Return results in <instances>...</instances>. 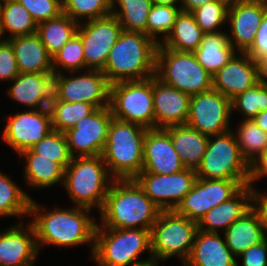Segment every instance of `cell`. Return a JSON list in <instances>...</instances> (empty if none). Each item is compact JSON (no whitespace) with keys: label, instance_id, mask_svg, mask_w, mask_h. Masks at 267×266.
<instances>
[{"label":"cell","instance_id":"cell-1","mask_svg":"<svg viewBox=\"0 0 267 266\" xmlns=\"http://www.w3.org/2000/svg\"><path fill=\"white\" fill-rule=\"evenodd\" d=\"M43 210L45 207L39 206L31 199L29 214H35V218L30 222L35 230L38 251L46 244L70 247L92 243L90 245L93 255L97 223L95 217L87 215L92 209L74 206L70 210Z\"/></svg>","mask_w":267,"mask_h":266},{"label":"cell","instance_id":"cell-2","mask_svg":"<svg viewBox=\"0 0 267 266\" xmlns=\"http://www.w3.org/2000/svg\"><path fill=\"white\" fill-rule=\"evenodd\" d=\"M160 212L134 179L114 180L100 211L102 224L97 227L151 230Z\"/></svg>","mask_w":267,"mask_h":266},{"label":"cell","instance_id":"cell-3","mask_svg":"<svg viewBox=\"0 0 267 266\" xmlns=\"http://www.w3.org/2000/svg\"><path fill=\"white\" fill-rule=\"evenodd\" d=\"M157 47L146 34L123 30L101 71L111 84L151 78L156 74Z\"/></svg>","mask_w":267,"mask_h":266},{"label":"cell","instance_id":"cell-4","mask_svg":"<svg viewBox=\"0 0 267 266\" xmlns=\"http://www.w3.org/2000/svg\"><path fill=\"white\" fill-rule=\"evenodd\" d=\"M147 130L112 117L101 156L114 180L134 179L142 171Z\"/></svg>","mask_w":267,"mask_h":266},{"label":"cell","instance_id":"cell-5","mask_svg":"<svg viewBox=\"0 0 267 266\" xmlns=\"http://www.w3.org/2000/svg\"><path fill=\"white\" fill-rule=\"evenodd\" d=\"M113 181L101 155L77 156L65 168L62 185L76 206L91 209L96 204L101 211Z\"/></svg>","mask_w":267,"mask_h":266},{"label":"cell","instance_id":"cell-6","mask_svg":"<svg viewBox=\"0 0 267 266\" xmlns=\"http://www.w3.org/2000/svg\"><path fill=\"white\" fill-rule=\"evenodd\" d=\"M155 76L190 96L213 89L212 75L197 61L193 52L172 50L161 44L156 52Z\"/></svg>","mask_w":267,"mask_h":266},{"label":"cell","instance_id":"cell-7","mask_svg":"<svg viewBox=\"0 0 267 266\" xmlns=\"http://www.w3.org/2000/svg\"><path fill=\"white\" fill-rule=\"evenodd\" d=\"M151 255V230L96 227L92 258L101 266H129L141 262V253Z\"/></svg>","mask_w":267,"mask_h":266},{"label":"cell","instance_id":"cell-8","mask_svg":"<svg viewBox=\"0 0 267 266\" xmlns=\"http://www.w3.org/2000/svg\"><path fill=\"white\" fill-rule=\"evenodd\" d=\"M197 231V222L175 210L161 211L151 229L152 257L159 261L178 255L184 263L189 257Z\"/></svg>","mask_w":267,"mask_h":266},{"label":"cell","instance_id":"cell-9","mask_svg":"<svg viewBox=\"0 0 267 266\" xmlns=\"http://www.w3.org/2000/svg\"><path fill=\"white\" fill-rule=\"evenodd\" d=\"M109 107L113 118L147 129L155 128L153 77L112 83Z\"/></svg>","mask_w":267,"mask_h":266},{"label":"cell","instance_id":"cell-10","mask_svg":"<svg viewBox=\"0 0 267 266\" xmlns=\"http://www.w3.org/2000/svg\"><path fill=\"white\" fill-rule=\"evenodd\" d=\"M211 137L209 136L204 157L196 170L197 178L249 180L250 165L242 157L235 133L230 130L213 135L214 140Z\"/></svg>","mask_w":267,"mask_h":266},{"label":"cell","instance_id":"cell-11","mask_svg":"<svg viewBox=\"0 0 267 266\" xmlns=\"http://www.w3.org/2000/svg\"><path fill=\"white\" fill-rule=\"evenodd\" d=\"M246 185H249V180L196 178L175 211L198 223L205 213L230 200Z\"/></svg>","mask_w":267,"mask_h":266},{"label":"cell","instance_id":"cell-12","mask_svg":"<svg viewBox=\"0 0 267 266\" xmlns=\"http://www.w3.org/2000/svg\"><path fill=\"white\" fill-rule=\"evenodd\" d=\"M110 86L101 70L88 69L83 75L73 77L62 72L54 74L53 95L63 102H86L104 108L110 105Z\"/></svg>","mask_w":267,"mask_h":266},{"label":"cell","instance_id":"cell-13","mask_svg":"<svg viewBox=\"0 0 267 266\" xmlns=\"http://www.w3.org/2000/svg\"><path fill=\"white\" fill-rule=\"evenodd\" d=\"M231 100L214 89L191 96L186 125L208 136L231 130Z\"/></svg>","mask_w":267,"mask_h":266},{"label":"cell","instance_id":"cell-14","mask_svg":"<svg viewBox=\"0 0 267 266\" xmlns=\"http://www.w3.org/2000/svg\"><path fill=\"white\" fill-rule=\"evenodd\" d=\"M123 28L112 14L95 20L85 21L78 25L77 34L81 37L85 68L102 70L110 50L118 41Z\"/></svg>","mask_w":267,"mask_h":266},{"label":"cell","instance_id":"cell-15","mask_svg":"<svg viewBox=\"0 0 267 266\" xmlns=\"http://www.w3.org/2000/svg\"><path fill=\"white\" fill-rule=\"evenodd\" d=\"M196 171L184 169L169 175L140 172L134 180L145 194L163 210H175L196 181Z\"/></svg>","mask_w":267,"mask_h":266},{"label":"cell","instance_id":"cell-16","mask_svg":"<svg viewBox=\"0 0 267 266\" xmlns=\"http://www.w3.org/2000/svg\"><path fill=\"white\" fill-rule=\"evenodd\" d=\"M112 117L109 106L98 108L93 114L82 118L73 128L64 132L71 156L102 155Z\"/></svg>","mask_w":267,"mask_h":266},{"label":"cell","instance_id":"cell-17","mask_svg":"<svg viewBox=\"0 0 267 266\" xmlns=\"http://www.w3.org/2000/svg\"><path fill=\"white\" fill-rule=\"evenodd\" d=\"M7 119L2 138L17 153L31 148L53 130L49 108L31 109Z\"/></svg>","mask_w":267,"mask_h":266},{"label":"cell","instance_id":"cell-18","mask_svg":"<svg viewBox=\"0 0 267 266\" xmlns=\"http://www.w3.org/2000/svg\"><path fill=\"white\" fill-rule=\"evenodd\" d=\"M267 11V0H240L229 5V43L238 53H245L253 44L257 29Z\"/></svg>","mask_w":267,"mask_h":266},{"label":"cell","instance_id":"cell-19","mask_svg":"<svg viewBox=\"0 0 267 266\" xmlns=\"http://www.w3.org/2000/svg\"><path fill=\"white\" fill-rule=\"evenodd\" d=\"M171 136L166 129H148L144 141L143 169L158 175H169L184 170Z\"/></svg>","mask_w":267,"mask_h":266},{"label":"cell","instance_id":"cell-20","mask_svg":"<svg viewBox=\"0 0 267 266\" xmlns=\"http://www.w3.org/2000/svg\"><path fill=\"white\" fill-rule=\"evenodd\" d=\"M190 98V95L153 76L155 128L185 125L189 117Z\"/></svg>","mask_w":267,"mask_h":266},{"label":"cell","instance_id":"cell-21","mask_svg":"<svg viewBox=\"0 0 267 266\" xmlns=\"http://www.w3.org/2000/svg\"><path fill=\"white\" fill-rule=\"evenodd\" d=\"M23 222L0 233V266H33L39 253L35 230L31 223L24 229Z\"/></svg>","mask_w":267,"mask_h":266},{"label":"cell","instance_id":"cell-22","mask_svg":"<svg viewBox=\"0 0 267 266\" xmlns=\"http://www.w3.org/2000/svg\"><path fill=\"white\" fill-rule=\"evenodd\" d=\"M237 56L212 76L213 89L230 100L258 83L255 60L247 53Z\"/></svg>","mask_w":267,"mask_h":266},{"label":"cell","instance_id":"cell-23","mask_svg":"<svg viewBox=\"0 0 267 266\" xmlns=\"http://www.w3.org/2000/svg\"><path fill=\"white\" fill-rule=\"evenodd\" d=\"M7 90L9 96L31 109L49 108L53 97L54 73H20Z\"/></svg>","mask_w":267,"mask_h":266},{"label":"cell","instance_id":"cell-24","mask_svg":"<svg viewBox=\"0 0 267 266\" xmlns=\"http://www.w3.org/2000/svg\"><path fill=\"white\" fill-rule=\"evenodd\" d=\"M219 233L198 230L184 266H237V260Z\"/></svg>","mask_w":267,"mask_h":266},{"label":"cell","instance_id":"cell-25","mask_svg":"<svg viewBox=\"0 0 267 266\" xmlns=\"http://www.w3.org/2000/svg\"><path fill=\"white\" fill-rule=\"evenodd\" d=\"M252 208V186H244L234 197L223 202L204 214L197 223L198 230L219 233L220 227L225 231L236 220Z\"/></svg>","mask_w":267,"mask_h":266},{"label":"cell","instance_id":"cell-26","mask_svg":"<svg viewBox=\"0 0 267 266\" xmlns=\"http://www.w3.org/2000/svg\"><path fill=\"white\" fill-rule=\"evenodd\" d=\"M19 73H54L52 56L37 34L8 38Z\"/></svg>","mask_w":267,"mask_h":266},{"label":"cell","instance_id":"cell-27","mask_svg":"<svg viewBox=\"0 0 267 266\" xmlns=\"http://www.w3.org/2000/svg\"><path fill=\"white\" fill-rule=\"evenodd\" d=\"M166 130L184 167L196 171L204 157L209 136L186 124L171 126Z\"/></svg>","mask_w":267,"mask_h":266},{"label":"cell","instance_id":"cell-28","mask_svg":"<svg viewBox=\"0 0 267 266\" xmlns=\"http://www.w3.org/2000/svg\"><path fill=\"white\" fill-rule=\"evenodd\" d=\"M224 233L225 242L235 257L267 238L259 217L252 208L229 226Z\"/></svg>","mask_w":267,"mask_h":266},{"label":"cell","instance_id":"cell-29","mask_svg":"<svg viewBox=\"0 0 267 266\" xmlns=\"http://www.w3.org/2000/svg\"><path fill=\"white\" fill-rule=\"evenodd\" d=\"M228 36L222 31L205 33L193 52L197 61L212 76L236 55L237 50L229 43Z\"/></svg>","mask_w":267,"mask_h":266},{"label":"cell","instance_id":"cell-30","mask_svg":"<svg viewBox=\"0 0 267 266\" xmlns=\"http://www.w3.org/2000/svg\"><path fill=\"white\" fill-rule=\"evenodd\" d=\"M19 155L25 157L24 177L26 183L35 188H49L57 183L63 184L65 169L55 161L43 158L30 148Z\"/></svg>","mask_w":267,"mask_h":266},{"label":"cell","instance_id":"cell-31","mask_svg":"<svg viewBox=\"0 0 267 266\" xmlns=\"http://www.w3.org/2000/svg\"><path fill=\"white\" fill-rule=\"evenodd\" d=\"M205 33L196 23L191 12L180 11L172 31L160 44L172 50L194 52Z\"/></svg>","mask_w":267,"mask_h":266},{"label":"cell","instance_id":"cell-32","mask_svg":"<svg viewBox=\"0 0 267 266\" xmlns=\"http://www.w3.org/2000/svg\"><path fill=\"white\" fill-rule=\"evenodd\" d=\"M78 23L62 13L59 17L38 23L37 35L48 53L56 54L76 33Z\"/></svg>","mask_w":267,"mask_h":266},{"label":"cell","instance_id":"cell-33","mask_svg":"<svg viewBox=\"0 0 267 266\" xmlns=\"http://www.w3.org/2000/svg\"><path fill=\"white\" fill-rule=\"evenodd\" d=\"M0 19L3 31L7 30L11 35L9 38L37 33L38 24L29 11L16 0H1Z\"/></svg>","mask_w":267,"mask_h":266},{"label":"cell","instance_id":"cell-34","mask_svg":"<svg viewBox=\"0 0 267 266\" xmlns=\"http://www.w3.org/2000/svg\"><path fill=\"white\" fill-rule=\"evenodd\" d=\"M49 109L53 130L64 133L73 128L82 118L93 114L98 108L86 102H63L53 95Z\"/></svg>","mask_w":267,"mask_h":266},{"label":"cell","instance_id":"cell-35","mask_svg":"<svg viewBox=\"0 0 267 266\" xmlns=\"http://www.w3.org/2000/svg\"><path fill=\"white\" fill-rule=\"evenodd\" d=\"M112 3L111 14L119 20L123 30L146 34L147 18L153 5L151 0H112ZM116 5L120 11L115 10Z\"/></svg>","mask_w":267,"mask_h":266},{"label":"cell","instance_id":"cell-36","mask_svg":"<svg viewBox=\"0 0 267 266\" xmlns=\"http://www.w3.org/2000/svg\"><path fill=\"white\" fill-rule=\"evenodd\" d=\"M10 178L0 172V217L29 214L32 198Z\"/></svg>","mask_w":267,"mask_h":266},{"label":"cell","instance_id":"cell-37","mask_svg":"<svg viewBox=\"0 0 267 266\" xmlns=\"http://www.w3.org/2000/svg\"><path fill=\"white\" fill-rule=\"evenodd\" d=\"M235 134L242 157L249 165L267 149V133L253 120L241 121Z\"/></svg>","mask_w":267,"mask_h":266},{"label":"cell","instance_id":"cell-38","mask_svg":"<svg viewBox=\"0 0 267 266\" xmlns=\"http://www.w3.org/2000/svg\"><path fill=\"white\" fill-rule=\"evenodd\" d=\"M63 13L79 24V21L95 20L111 15L112 0H62Z\"/></svg>","mask_w":267,"mask_h":266},{"label":"cell","instance_id":"cell-39","mask_svg":"<svg viewBox=\"0 0 267 266\" xmlns=\"http://www.w3.org/2000/svg\"><path fill=\"white\" fill-rule=\"evenodd\" d=\"M181 11V6H169L153 4L147 18L146 35L160 44L157 35H164L162 40L172 31L177 15Z\"/></svg>","mask_w":267,"mask_h":266},{"label":"cell","instance_id":"cell-40","mask_svg":"<svg viewBox=\"0 0 267 266\" xmlns=\"http://www.w3.org/2000/svg\"><path fill=\"white\" fill-rule=\"evenodd\" d=\"M57 68H62L63 71L68 70L69 73H76L85 68L83 43L77 33L52 56L54 74L61 73V70Z\"/></svg>","mask_w":267,"mask_h":266},{"label":"cell","instance_id":"cell-41","mask_svg":"<svg viewBox=\"0 0 267 266\" xmlns=\"http://www.w3.org/2000/svg\"><path fill=\"white\" fill-rule=\"evenodd\" d=\"M43 158L58 162L64 169L70 164V154L64 133L52 130L45 138L30 148Z\"/></svg>","mask_w":267,"mask_h":266},{"label":"cell","instance_id":"cell-42","mask_svg":"<svg viewBox=\"0 0 267 266\" xmlns=\"http://www.w3.org/2000/svg\"><path fill=\"white\" fill-rule=\"evenodd\" d=\"M234 109L242 112L244 120L253 119L261 111L267 110V85L257 83L231 100Z\"/></svg>","mask_w":267,"mask_h":266},{"label":"cell","instance_id":"cell-43","mask_svg":"<svg viewBox=\"0 0 267 266\" xmlns=\"http://www.w3.org/2000/svg\"><path fill=\"white\" fill-rule=\"evenodd\" d=\"M229 4L222 0H214L193 10L196 23L204 33L220 32V26L227 22ZM218 29V30H217Z\"/></svg>","mask_w":267,"mask_h":266},{"label":"cell","instance_id":"cell-44","mask_svg":"<svg viewBox=\"0 0 267 266\" xmlns=\"http://www.w3.org/2000/svg\"><path fill=\"white\" fill-rule=\"evenodd\" d=\"M23 5L35 22L41 23L59 17L63 13L62 0H16Z\"/></svg>","mask_w":267,"mask_h":266},{"label":"cell","instance_id":"cell-45","mask_svg":"<svg viewBox=\"0 0 267 266\" xmlns=\"http://www.w3.org/2000/svg\"><path fill=\"white\" fill-rule=\"evenodd\" d=\"M19 74L11 43L8 40L0 43V80L13 81Z\"/></svg>","mask_w":267,"mask_h":266},{"label":"cell","instance_id":"cell-46","mask_svg":"<svg viewBox=\"0 0 267 266\" xmlns=\"http://www.w3.org/2000/svg\"><path fill=\"white\" fill-rule=\"evenodd\" d=\"M238 257H243L242 266H267V238L259 244L250 246Z\"/></svg>","mask_w":267,"mask_h":266},{"label":"cell","instance_id":"cell-47","mask_svg":"<svg viewBox=\"0 0 267 266\" xmlns=\"http://www.w3.org/2000/svg\"><path fill=\"white\" fill-rule=\"evenodd\" d=\"M255 61L267 55V11L265 12L261 24L257 29L252 46L245 52Z\"/></svg>","mask_w":267,"mask_h":266},{"label":"cell","instance_id":"cell-48","mask_svg":"<svg viewBox=\"0 0 267 266\" xmlns=\"http://www.w3.org/2000/svg\"><path fill=\"white\" fill-rule=\"evenodd\" d=\"M253 187L254 186H252V209L257 213L260 223L267 234V194H258ZM253 203H255V206Z\"/></svg>","mask_w":267,"mask_h":266},{"label":"cell","instance_id":"cell-49","mask_svg":"<svg viewBox=\"0 0 267 266\" xmlns=\"http://www.w3.org/2000/svg\"><path fill=\"white\" fill-rule=\"evenodd\" d=\"M267 175V149L262 152L250 165L249 185Z\"/></svg>","mask_w":267,"mask_h":266},{"label":"cell","instance_id":"cell-50","mask_svg":"<svg viewBox=\"0 0 267 266\" xmlns=\"http://www.w3.org/2000/svg\"><path fill=\"white\" fill-rule=\"evenodd\" d=\"M258 83L267 85V55L258 58L256 61Z\"/></svg>","mask_w":267,"mask_h":266},{"label":"cell","instance_id":"cell-51","mask_svg":"<svg viewBox=\"0 0 267 266\" xmlns=\"http://www.w3.org/2000/svg\"><path fill=\"white\" fill-rule=\"evenodd\" d=\"M214 0H180L179 5L181 6V10L185 12H192L198 7L210 3Z\"/></svg>","mask_w":267,"mask_h":266},{"label":"cell","instance_id":"cell-52","mask_svg":"<svg viewBox=\"0 0 267 266\" xmlns=\"http://www.w3.org/2000/svg\"><path fill=\"white\" fill-rule=\"evenodd\" d=\"M253 122L258 125L264 132L267 133V110L261 111L253 119Z\"/></svg>","mask_w":267,"mask_h":266},{"label":"cell","instance_id":"cell-53","mask_svg":"<svg viewBox=\"0 0 267 266\" xmlns=\"http://www.w3.org/2000/svg\"><path fill=\"white\" fill-rule=\"evenodd\" d=\"M142 260L143 261L131 264L129 266H158V262H159L153 257H150L148 260L146 259L145 261H144V259H142Z\"/></svg>","mask_w":267,"mask_h":266},{"label":"cell","instance_id":"cell-54","mask_svg":"<svg viewBox=\"0 0 267 266\" xmlns=\"http://www.w3.org/2000/svg\"><path fill=\"white\" fill-rule=\"evenodd\" d=\"M153 4L160 5H169V6H177L176 3H179L180 0H151Z\"/></svg>","mask_w":267,"mask_h":266},{"label":"cell","instance_id":"cell-55","mask_svg":"<svg viewBox=\"0 0 267 266\" xmlns=\"http://www.w3.org/2000/svg\"><path fill=\"white\" fill-rule=\"evenodd\" d=\"M3 34H5L4 33V31H3V25H2V22H1V19H0V43H2V42H5V41H7L8 40V37L5 39H2L1 38V36L3 35Z\"/></svg>","mask_w":267,"mask_h":266},{"label":"cell","instance_id":"cell-56","mask_svg":"<svg viewBox=\"0 0 267 266\" xmlns=\"http://www.w3.org/2000/svg\"><path fill=\"white\" fill-rule=\"evenodd\" d=\"M222 1H225L230 5V4L235 3L237 1H240V0H222Z\"/></svg>","mask_w":267,"mask_h":266}]
</instances>
